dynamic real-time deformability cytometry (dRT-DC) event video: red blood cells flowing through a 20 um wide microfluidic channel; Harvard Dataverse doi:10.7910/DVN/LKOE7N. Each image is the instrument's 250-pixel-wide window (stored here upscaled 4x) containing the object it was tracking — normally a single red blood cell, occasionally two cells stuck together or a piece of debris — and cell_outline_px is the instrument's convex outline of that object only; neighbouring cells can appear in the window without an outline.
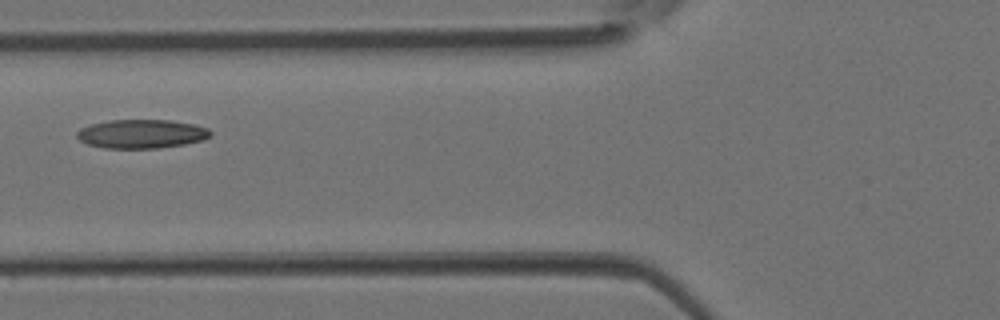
{"species": "Egyptian fruit bat (a non-hibernating species)", "species_latin": "Rousettus aegyptiacus", "temperature_condition": "room temperature", "stored_images_in_passage": 3, "camera_frame_rate_fps": 3000, "um_per_image_px": 0.085, "animal": {"sex": "female"}, "frame": {"image": 1, "passage_image": 3, "time_ms": 0.667, "image_size_px": [1000, 320], "cell_outline_px": [[212, 136], [200, 140], [184, 144], [156, 148], [104, 148], [88, 144], [80, 140], [76, 136], [76, 132], [80, 128], [92, 124], [108, 120], [172, 120], [192, 124], [208, 128], [212, 132]], "centroid_in_image_um": [12.02, 11.37], "position_along_channel_um": 113.8, "area_um2": 22.37}}